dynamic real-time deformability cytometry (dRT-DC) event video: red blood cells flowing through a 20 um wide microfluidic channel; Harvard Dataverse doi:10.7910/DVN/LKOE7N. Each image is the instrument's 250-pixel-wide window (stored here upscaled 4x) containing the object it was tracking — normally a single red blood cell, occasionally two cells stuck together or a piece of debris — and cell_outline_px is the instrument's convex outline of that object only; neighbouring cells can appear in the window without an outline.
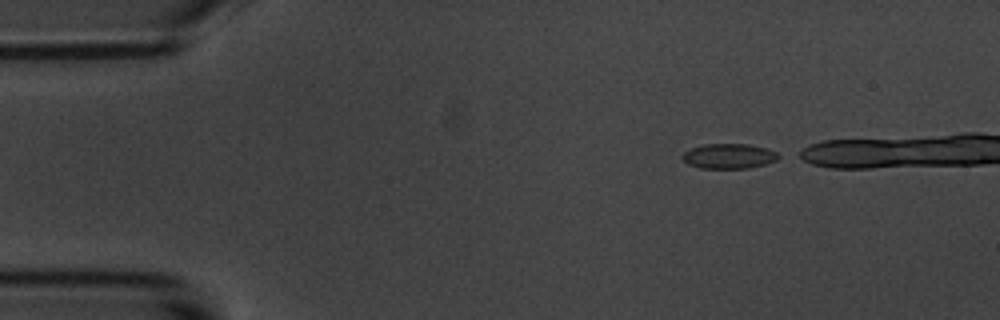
{"species": "common noctule bat (a hibernating species)", "species_latin": "Nyctalus noctula", "temperature_condition": "room temperature", "stored_images_in_passage": 24, "camera_frame_rate_fps": 3000, "um_per_image_px": 0.085, "animal": {"sex": "male", "body_mass_g": 20.1, "forearm_length_mm": 53.5}, "frame": {"image": 1, "passage_image": 1, "time_ms": 0.0, "image_size_px": [1000, 320], "cell_outline_px": [[784, 156], [776, 160], [764, 164], [748, 168], [700, 168], [688, 164], [680, 156], [688, 148], [704, 144], [748, 144], [768, 148]], "centroid_in_image_um": [61.96, 13.26], "position_along_channel_um": 23.0, "area_um2": 14.16}}
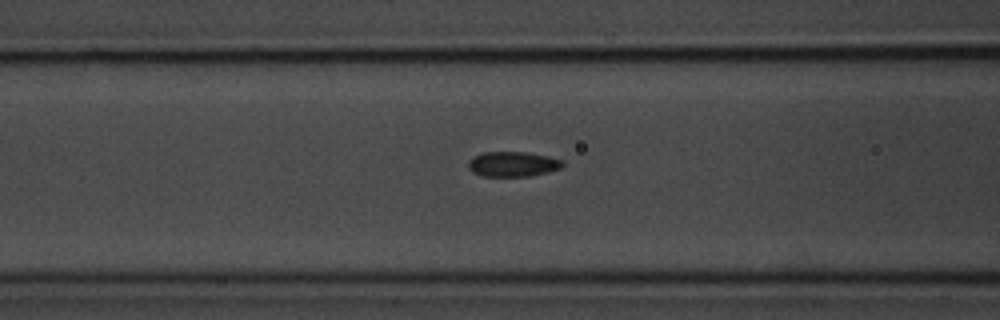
{"frame": {"image": 2, "passage_image": 15, "time_ms": 4.667, "image_size_px": [1000, 320], "cell_outline_px": [[564, 164], [560, 168], [548, 172], [528, 176], [484, 176], [472, 172], [468, 168], [468, 164], [472, 156], [484, 152], [524, 152], [544, 156], [560, 160]], "centroid_in_image_um": [43.53, 13.95], "position_along_channel_um": 123.1, "area_um2": 13.53}}
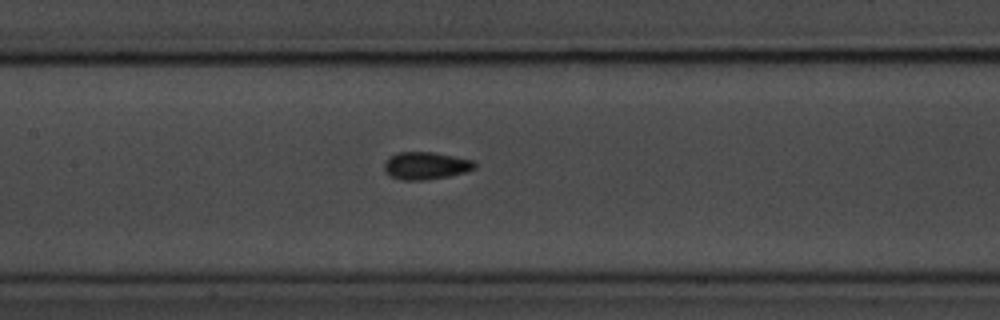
{"frame": {"image": 3, "passage_image": 19, "time_ms": 6.0, "image_size_px": [1000, 320], "cell_outline_px": [[476, 168], [464, 172], [448, 176], [424, 180], [400, 180], [392, 176], [384, 168], [384, 164], [388, 156], [396, 152], [432, 152], [472, 160], [476, 164]], "centroid_in_image_um": [36.17, 14.07], "position_along_channel_um": 171.2, "area_um2": 14.33}}